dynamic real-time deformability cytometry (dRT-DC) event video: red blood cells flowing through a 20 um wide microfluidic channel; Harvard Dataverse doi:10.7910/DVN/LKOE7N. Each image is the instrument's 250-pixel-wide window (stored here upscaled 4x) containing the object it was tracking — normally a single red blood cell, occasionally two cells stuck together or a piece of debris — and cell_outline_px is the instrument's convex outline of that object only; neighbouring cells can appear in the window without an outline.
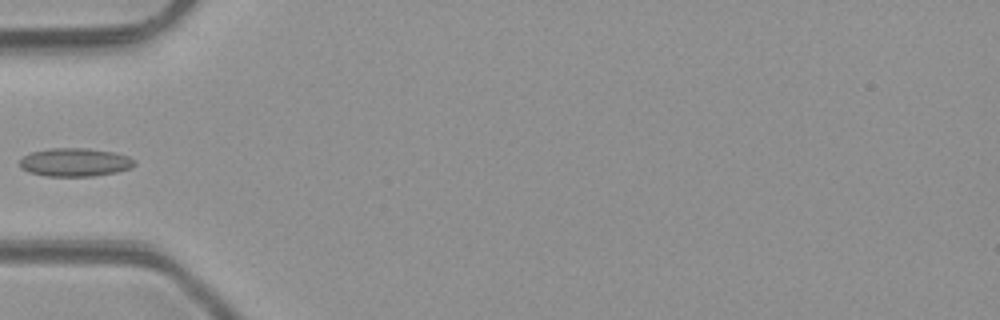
{"species": "common noctule bat (a hibernating species)", "species_latin": "Nyctalus noctula", "temperature_condition": "room temperature", "stored_images_in_passage": 2, "camera_frame_rate_fps": 3000, "um_per_image_px": 0.085, "animal": {"sex": "male", "body_mass_g": 23.1, "forearm_length_mm": 52.7}, "frame": {"image": 1, "passage_image": 2, "time_ms": 1.333, "image_size_px": [1000, 320], "cell_outline_px": [[136, 164], [132, 168], [116, 172], [92, 176], [44, 176], [28, 172], [20, 168], [20, 160], [24, 156], [32, 152], [52, 148], [88, 148], [116, 152], [128, 156], [136, 160]], "centroid_in_image_um": [6.4, 13.79], "position_along_channel_um": 78.6, "area_um2": 19.13}}